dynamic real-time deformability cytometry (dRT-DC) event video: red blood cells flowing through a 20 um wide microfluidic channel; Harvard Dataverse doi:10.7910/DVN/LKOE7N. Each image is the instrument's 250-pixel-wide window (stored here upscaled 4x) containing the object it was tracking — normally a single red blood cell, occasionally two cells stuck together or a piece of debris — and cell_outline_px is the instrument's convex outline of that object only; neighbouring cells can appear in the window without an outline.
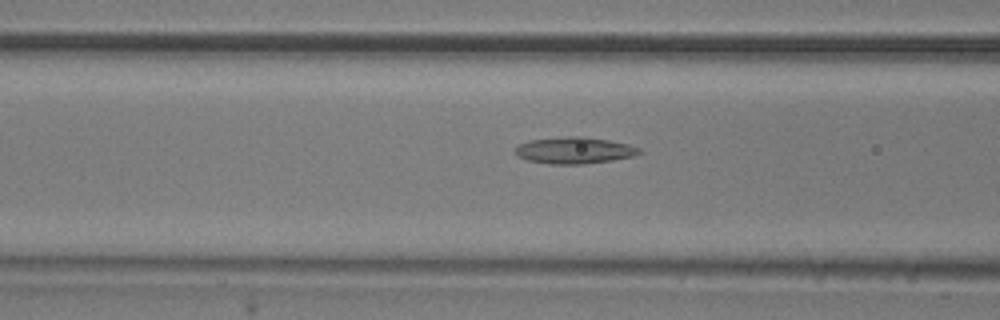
{"species": "common noctule bat (a hibernating species)", "species_latin": "Nyctalus noctula", "temperature_condition": "room temperature", "stored_images_in_passage": 53, "camera_frame_rate_fps": 3000, "um_per_image_px": 0.085, "animal": {"sex": "male", "body_mass_g": 20.5, "forearm_length_mm": 52.5}, "frame": {"image": 1, "passage_image": 20, "time_ms": 6.333, "image_size_px": [1000, 320], "cell_outline_px": [[640, 152], [636, 156], [612, 160], [584, 164], [548, 164], [528, 160], [516, 156], [516, 144], [528, 140], [568, 136], [584, 136], [608, 140], [628, 144], [640, 148]], "centroid_in_image_um": [48.8, 12.78], "position_along_channel_um": 117.8, "area_um2": 19.36}}
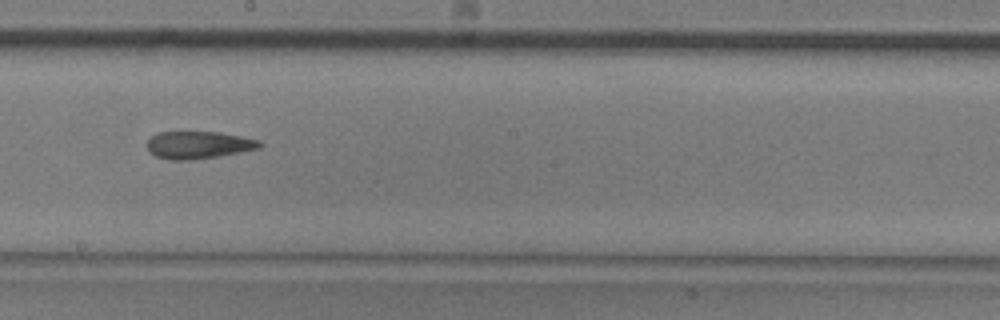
{"frame": {"image": 2, "passage_image": 29, "time_ms": 9.333, "image_size_px": [1000, 320], "cell_outline_px": [[264, 144], [260, 148], [216, 156], [188, 160], [168, 160], [156, 156], [148, 152], [148, 140], [156, 132], [220, 132], [260, 140]], "centroid_in_image_um": [16.86, 12.31], "position_along_channel_um": 231.3, "area_um2": 17.92}}
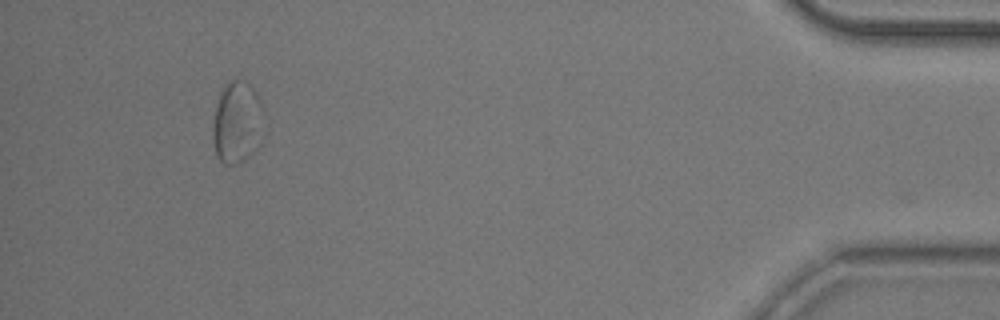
{"frame": {"image": 3, "passage_image": 49, "time_ms": 16.0, "image_size_px": [1000, 320], "cell_outline_px": [[264, 136], [260, 144], [240, 164], [224, 164], [216, 156], [212, 132], [212, 128], [220, 88], [228, 80], [240, 80], [248, 84], [256, 92], [264, 108]], "centroid_in_image_um": [20.18, 10.41], "position_along_channel_um": 415.0, "area_um2": 25.03}, "authors_computed_cell_mechanics": {"area_um2": 19.4208, "velocity_mm_per_s": 3.7797, "shape_relaxation_time_tau1_ms": null, "shape_relaxation_time_tau2_ms": 4.336, "deformation_change_tau1": null, "deformation_change_tau2": 0.1491}}